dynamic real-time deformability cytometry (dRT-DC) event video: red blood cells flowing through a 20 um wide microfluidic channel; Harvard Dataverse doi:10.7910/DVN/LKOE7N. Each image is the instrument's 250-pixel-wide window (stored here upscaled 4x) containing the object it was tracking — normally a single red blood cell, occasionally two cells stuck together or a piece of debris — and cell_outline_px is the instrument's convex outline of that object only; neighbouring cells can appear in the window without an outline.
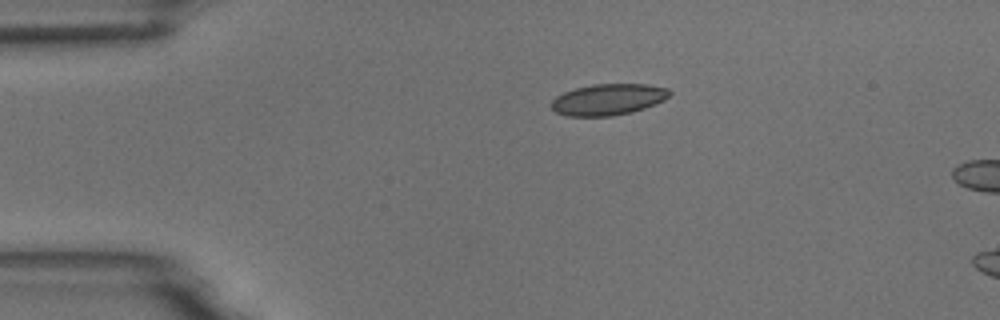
{"species": "common noctule bat (a hibernating species)", "species_latin": "Nyctalus noctula", "temperature_condition": "room temperature", "stored_images_in_passage": 3, "camera_frame_rate_fps": 3000, "um_per_image_px": 0.085, "animal": {"sex": "male", "body_mass_g": 18.8}, "frame": {"image": 1, "passage_image": 1, "time_ms": 0.0, "image_size_px": [1000, 320], "cell_outline_px": [[672, 92], [664, 100], [644, 108], [632, 112], [612, 116], [568, 116], [556, 112], [552, 108], [552, 100], [556, 96], [564, 92], [576, 88], [592, 84], [648, 84], [668, 88]], "centroid_in_image_um": [51.7, 8.45], "position_along_channel_um": 33.3, "area_um2": 21.5}}